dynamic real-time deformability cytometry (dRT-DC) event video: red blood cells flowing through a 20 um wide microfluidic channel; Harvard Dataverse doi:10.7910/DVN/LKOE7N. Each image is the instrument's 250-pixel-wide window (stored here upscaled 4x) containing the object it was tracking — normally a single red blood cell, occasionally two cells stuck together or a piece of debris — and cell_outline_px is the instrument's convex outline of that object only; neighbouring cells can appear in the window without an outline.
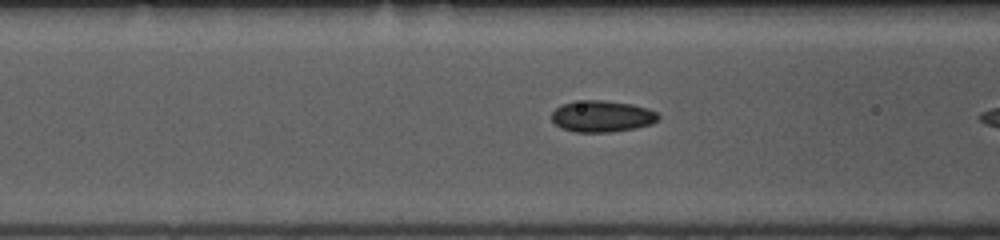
{"species": "common noctule bat (a hibernating species)", "species_latin": "Nyctalus noctula", "temperature_condition": "room temperature", "stored_images_in_passage": 16, "camera_frame_rate_fps": 3000, "um_per_image_px": 0.085, "animal": {"sex": "female", "body_mass_g": 10.0, "forearm_length_mm": 53.1}, "frame": {"image": 1, "passage_image": 14, "time_ms": 4.333, "image_size_px": [1000, 240], "cell_outline_px": [[660, 120], [652, 124], [636, 128], [612, 132], [576, 132], [560, 128], [552, 120], [552, 112], [556, 108], [564, 104], [584, 100], [604, 100], [632, 104], [648, 108], [656, 112], [660, 116]], "centroid_in_image_um": [51.22, 9.89], "position_along_channel_um": 115.4, "area_um2": 19.65}}